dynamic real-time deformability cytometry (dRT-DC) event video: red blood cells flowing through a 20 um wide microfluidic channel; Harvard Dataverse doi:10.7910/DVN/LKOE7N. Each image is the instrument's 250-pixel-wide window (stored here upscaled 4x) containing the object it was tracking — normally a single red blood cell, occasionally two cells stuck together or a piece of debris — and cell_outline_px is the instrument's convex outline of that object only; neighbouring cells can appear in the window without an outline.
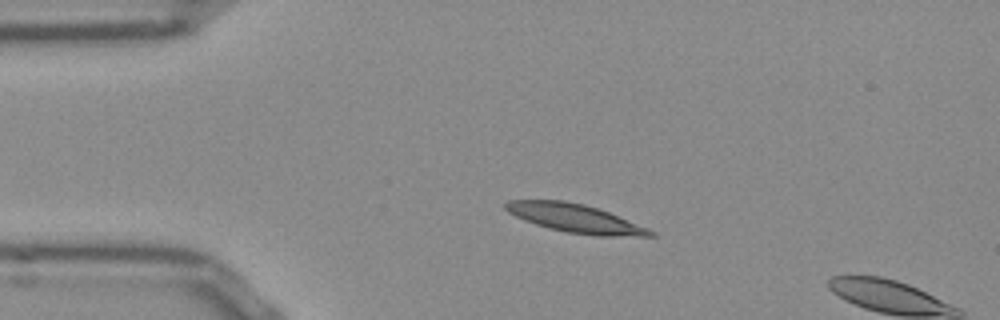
{"species": "Egyptian fruit bat (a non-hibernating species)", "species_latin": "Rousettus aegyptiacus", "temperature_condition": "room temperature", "stored_images_in_passage": 9, "camera_frame_rate_fps": 3000, "um_per_image_px": 0.085, "frame": {"image": 1, "passage_image": 7, "time_ms": 2.0, "image_size_px": [1000, 320], "cell_outline_px": [[656, 236], [596, 236], [568, 232], [548, 228], [524, 220], [508, 212], [504, 208], [504, 204], [508, 200], [564, 200], [584, 204], [608, 212], [648, 228], [656, 232]], "centroid_in_image_um": [48.88, 18.55], "position_along_channel_um": 36.1, "area_um2": 23.87}}